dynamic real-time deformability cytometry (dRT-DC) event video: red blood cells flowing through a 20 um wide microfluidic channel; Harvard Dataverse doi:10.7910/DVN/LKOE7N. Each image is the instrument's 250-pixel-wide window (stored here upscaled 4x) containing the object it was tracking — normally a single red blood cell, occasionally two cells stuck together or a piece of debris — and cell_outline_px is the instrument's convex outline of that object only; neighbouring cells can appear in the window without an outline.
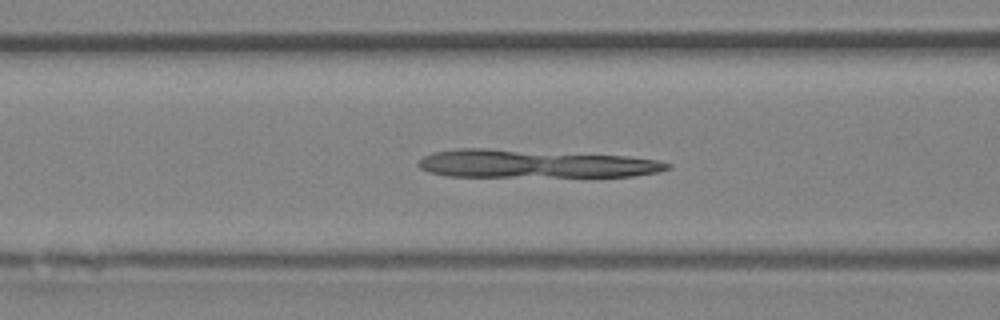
{"species": "Egyptian fruit bat (a non-hibernating species)", "species_latin": "Rousettus aegyptiacus", "temperature_condition": "room temperature", "stored_images_in_passage": 47, "camera_frame_rate_fps": 3000, "um_per_image_px": 0.085, "animal": {"sex": "female"}, "frame": {"image": 1, "passage_image": 19, "time_ms": 6.0, "image_size_px": [1000, 320], "cell_outline_px": [[672, 168], [656, 172], [632, 176], [448, 176], [428, 172], [420, 168], [416, 164], [424, 156], [436, 152], [456, 148], [488, 148], [628, 156], [656, 160], [672, 164]], "centroid_in_image_um": [45.44, 13.91], "position_along_channel_um": 121.2, "area_um2": 40.63}}